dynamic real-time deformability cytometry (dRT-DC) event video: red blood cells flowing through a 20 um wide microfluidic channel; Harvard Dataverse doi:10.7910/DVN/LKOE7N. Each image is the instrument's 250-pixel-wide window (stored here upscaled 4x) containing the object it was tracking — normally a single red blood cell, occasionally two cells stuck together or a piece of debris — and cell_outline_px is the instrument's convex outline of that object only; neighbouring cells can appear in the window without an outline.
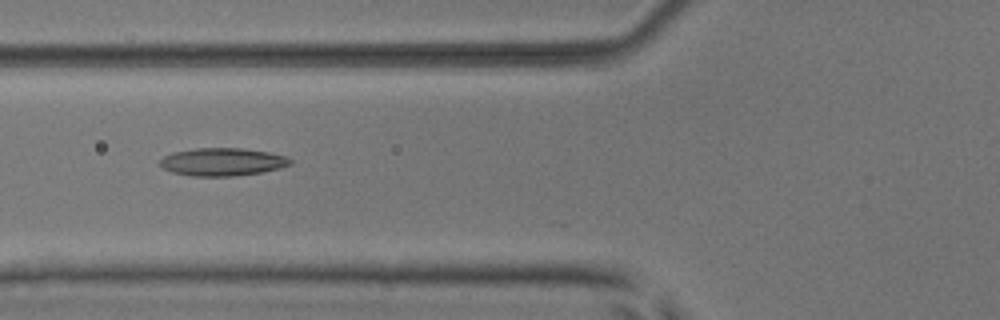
{"species": "common noctule bat (a hibernating species)", "species_latin": "Nyctalus noctula", "temperature_condition": "room temperature", "stored_images_in_passage": 9, "camera_frame_rate_fps": 3000, "um_per_image_px": 0.085, "animal": {"sex": "male", "body_mass_g": 17.9, "forearm_length_mm": 54.2}, "frame": {"image": 1, "passage_image": 6, "time_ms": 1.667, "image_size_px": [1000, 320], "cell_outline_px": [[292, 164], [280, 168], [260, 172], [232, 176], [192, 176], [172, 172], [164, 168], [160, 164], [160, 160], [164, 156], [172, 152], [196, 148], [240, 148], [268, 152], [288, 156], [292, 160]], "centroid_in_image_um": [18.92, 13.75], "position_along_channel_um": 106.9, "area_um2": 21.1}}
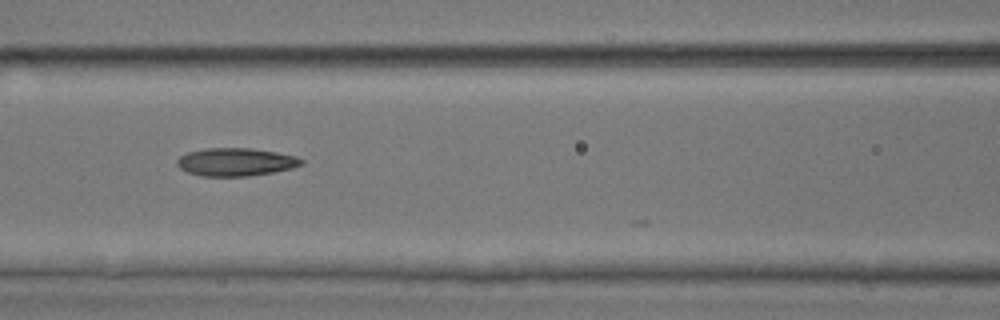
{"frame": {"image": 2, "passage_image": 7, "time_ms": 2.0, "image_size_px": [1000, 320], "cell_outline_px": [[304, 164], [292, 168], [272, 172], [248, 176], [200, 176], [188, 172], [180, 168], [176, 164], [176, 160], [180, 156], [188, 152], [204, 148], [252, 148], [276, 152], [296, 156], [304, 160]], "centroid_in_image_um": [20.03, 13.76], "position_along_channel_um": 146.6, "area_um2": 20.35}}
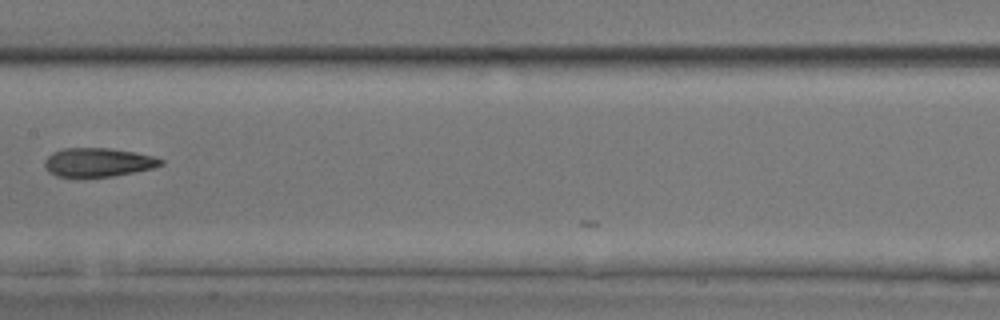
{"frame": {"image": 3, "passage_image": 8, "time_ms": 2.333, "image_size_px": [1000, 320], "cell_outline_px": [[164, 164], [152, 168], [112, 176], [56, 176], [48, 172], [44, 168], [44, 160], [52, 152], [64, 148], [108, 148], [136, 152], [156, 156], [164, 160]], "centroid_in_image_um": [8.34, 13.78], "position_along_channel_um": 199.1, "area_um2": 19.48}}